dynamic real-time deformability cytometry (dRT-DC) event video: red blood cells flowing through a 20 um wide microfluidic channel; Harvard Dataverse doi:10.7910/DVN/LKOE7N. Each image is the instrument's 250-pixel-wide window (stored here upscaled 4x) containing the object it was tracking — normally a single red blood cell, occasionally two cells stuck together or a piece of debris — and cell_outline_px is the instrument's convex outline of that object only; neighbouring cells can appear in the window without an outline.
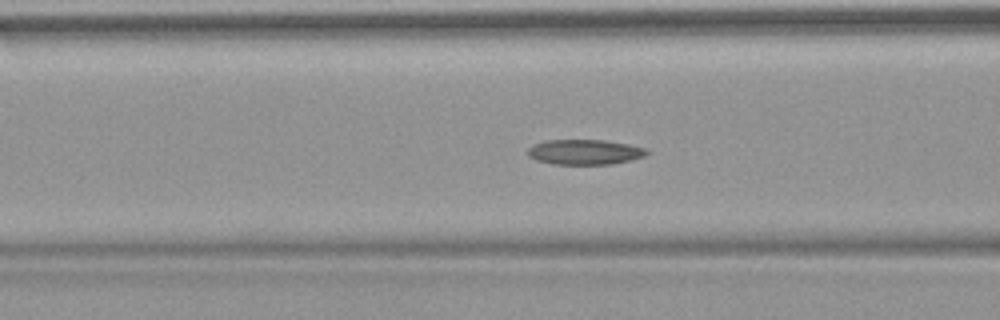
{"species": "common noctule bat (a hibernating species)", "species_latin": "Nyctalus noctula", "temperature_condition": "warm", "stored_images_in_passage": 49, "camera_frame_rate_fps": 3000, "um_per_image_px": 0.085, "animal": {"sex": "female", "body_mass_g": 18.4}, "frame": {"image": 1, "passage_image": 16, "time_ms": 5.0, "image_size_px": [1000, 320], "cell_outline_px": [[648, 152], [644, 156], [612, 164], [552, 164], [536, 160], [528, 156], [528, 148], [532, 144], [548, 140], [604, 140], [628, 144], [644, 148]], "centroid_in_image_um": [49.64, 12.92], "position_along_channel_um": 117.0, "area_um2": 17.28}}
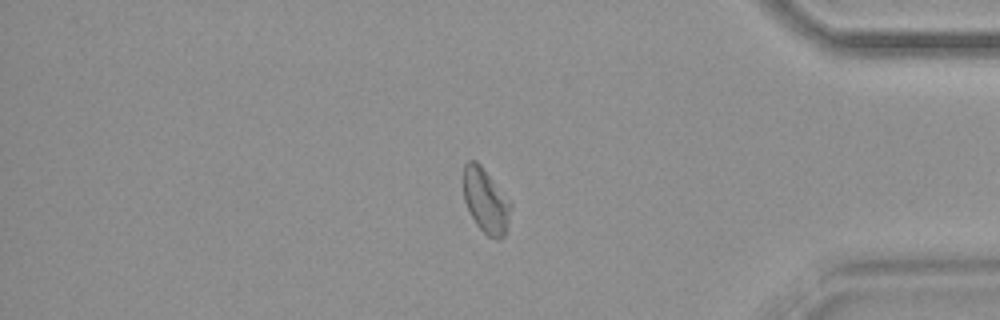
{"frame": {"image": 2, "passage_image": 40, "time_ms": 13.0, "image_size_px": [1000, 320], "cell_outline_px": [[512, 204], [508, 228], [504, 236], [500, 240], [496, 240], [488, 236], [476, 224], [464, 200], [464, 164], [468, 160], [476, 160], [480, 164]], "centroid_in_image_um": [41.31, 17.1], "position_along_channel_um": 393.9, "area_um2": 17.69}, "authors_computed_cell_mechanics": {"area_um2": 17.8024, "velocity_mm_per_s": 3.7931, "shape_relaxation_time_tau1_ms": null, "shape_relaxation_time_tau2_ms": 6.6799, "deformation_change_tau1": null, "deformation_change_tau2": 0.1375}}